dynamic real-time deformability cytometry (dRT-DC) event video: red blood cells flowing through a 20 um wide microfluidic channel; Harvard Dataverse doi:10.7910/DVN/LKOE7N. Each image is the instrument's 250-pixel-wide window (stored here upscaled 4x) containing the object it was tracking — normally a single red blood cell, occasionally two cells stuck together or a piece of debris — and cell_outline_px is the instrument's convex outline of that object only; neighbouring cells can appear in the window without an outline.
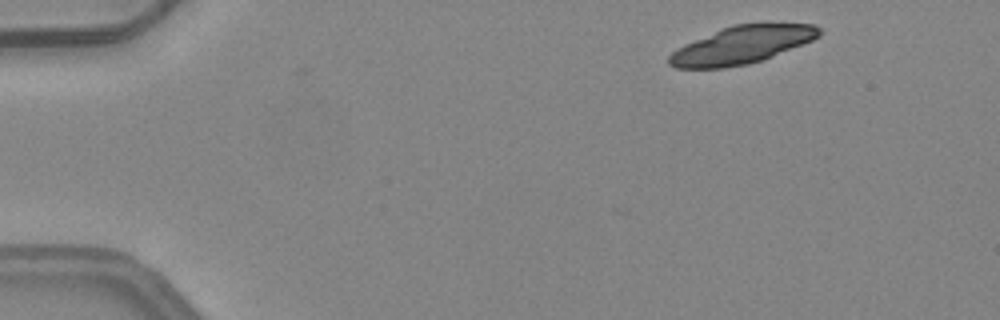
{"species": "common noctule bat (a hibernating species)", "species_latin": "Nyctalus noctula", "temperature_condition": "warm", "stored_images_in_passage": 3, "camera_frame_rate_fps": 3000, "um_per_image_px": 0.085, "animal": {"sex": "female", "body_mass_g": 24.6, "forearm_length_mm": 56.2}, "frame": {"image": 1, "passage_image": 1, "time_ms": 0.0, "image_size_px": [1000, 320], "cell_outline_px": [[824, 32], [820, 36], [812, 40], [764, 60], [748, 64], [724, 68], [676, 68], [668, 64], [668, 56], [676, 48], [684, 44], [732, 24], [764, 20], [816, 24]], "centroid_in_image_um": [63.14, 3.76], "position_along_channel_um": 21.9, "area_um2": 34.1}}